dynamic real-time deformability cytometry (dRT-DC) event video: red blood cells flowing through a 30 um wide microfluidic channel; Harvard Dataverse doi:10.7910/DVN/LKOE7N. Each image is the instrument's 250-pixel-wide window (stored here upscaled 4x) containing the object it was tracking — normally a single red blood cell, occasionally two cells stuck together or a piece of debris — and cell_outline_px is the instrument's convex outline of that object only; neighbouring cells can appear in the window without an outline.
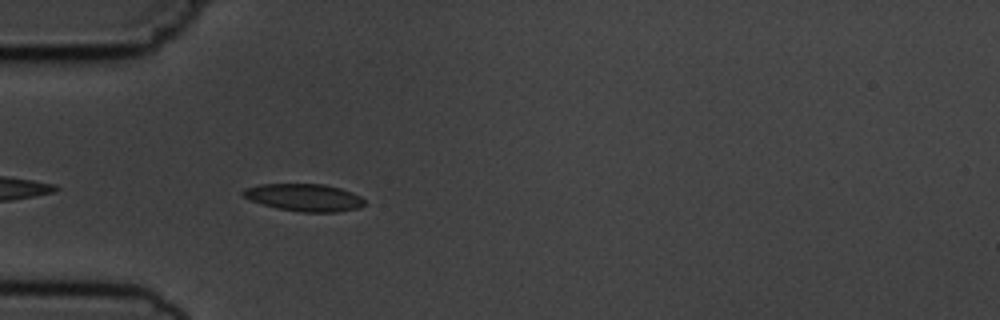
{"species": "common noctule bat (a hibernating species)", "species_latin": "Nyctalus noctula", "temperature_condition": "cold", "stored_images_in_passage": 3, "camera_frame_rate_fps": 3000, "um_per_image_px": 0.085, "animal": {"sex": "male", "body_mass_g": 19.5, "forearm_length_mm": 54.6}, "frame": {"image": 1, "passage_image": 3, "time_ms": 2.0, "image_size_px": [1000, 320], "cell_outline_px": [[364, 204], [360, 208], [336, 212], [300, 212], [276, 208], [252, 200], [244, 196], [240, 192], [244, 188], [260, 184], [324, 184], [340, 188], [352, 192], [360, 196], [364, 200]], "centroid_in_image_um": [25.87, 16.78], "position_along_channel_um": 59.1, "area_um2": 19.36}}